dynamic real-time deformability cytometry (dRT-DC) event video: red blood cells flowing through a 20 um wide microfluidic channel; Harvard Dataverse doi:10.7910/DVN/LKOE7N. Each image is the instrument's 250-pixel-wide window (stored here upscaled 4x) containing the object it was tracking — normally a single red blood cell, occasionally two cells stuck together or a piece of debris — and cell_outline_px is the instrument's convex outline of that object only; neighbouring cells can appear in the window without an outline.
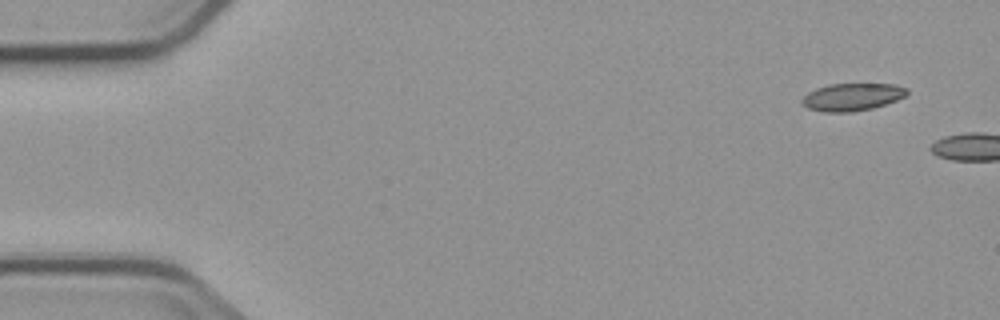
{"species": "common noctule bat (a hibernating species)", "species_latin": "Nyctalus noctula", "temperature_condition": "cold", "stored_images_in_passage": 2, "camera_frame_rate_fps": 3000, "um_per_image_px": 0.085, "animal": {"sex": "male", "body_mass_g": 23.1, "forearm_length_mm": 52.7}, "frame": {"image": 1, "passage_image": 1, "time_ms": 0.0, "image_size_px": [1000, 320], "cell_outline_px": [[908, 92], [904, 96], [896, 100], [872, 108], [852, 112], [824, 112], [808, 108], [800, 100], [808, 92], [816, 88], [828, 84], [896, 84], [908, 88]], "centroid_in_image_um": [72.43, 8.23], "position_along_channel_um": 12.6, "area_um2": 16.76}}